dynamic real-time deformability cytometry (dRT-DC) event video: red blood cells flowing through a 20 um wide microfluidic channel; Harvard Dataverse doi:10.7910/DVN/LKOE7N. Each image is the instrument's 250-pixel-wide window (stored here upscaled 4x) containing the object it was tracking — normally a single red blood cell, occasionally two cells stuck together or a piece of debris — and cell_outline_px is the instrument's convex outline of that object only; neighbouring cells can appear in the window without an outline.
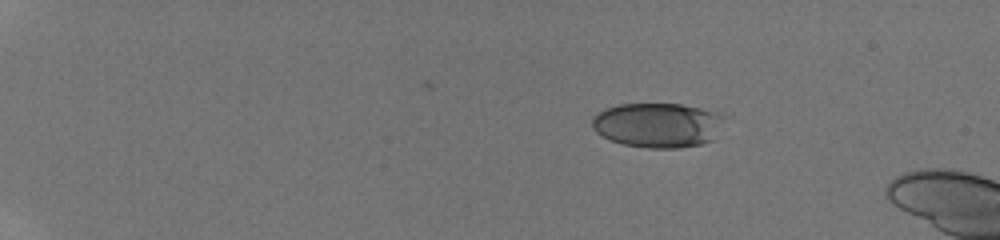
{"species": "human", "species_latin": "Homo sapiens", "temperature_condition": "room temperature", "stored_images_in_passage": 10, "camera_frame_rate_fps": 3000, "um_per_image_px": 0.085, "donor": {"sex": "male"}, "frame": {"image": 1, "passage_image": 1, "time_ms": 0.0, "image_size_px": [1000, 240], "cell_outline_px": [[724, 116], [712, 140], [704, 144], [680, 148], [648, 148], [624, 144], [612, 140], [596, 132], [592, 128], [592, 120], [604, 108], [620, 104], [680, 104], [700, 108]], "centroid_in_image_um": [55.88, 10.64], "position_along_channel_um": 29.1, "area_um2": 33.99}}